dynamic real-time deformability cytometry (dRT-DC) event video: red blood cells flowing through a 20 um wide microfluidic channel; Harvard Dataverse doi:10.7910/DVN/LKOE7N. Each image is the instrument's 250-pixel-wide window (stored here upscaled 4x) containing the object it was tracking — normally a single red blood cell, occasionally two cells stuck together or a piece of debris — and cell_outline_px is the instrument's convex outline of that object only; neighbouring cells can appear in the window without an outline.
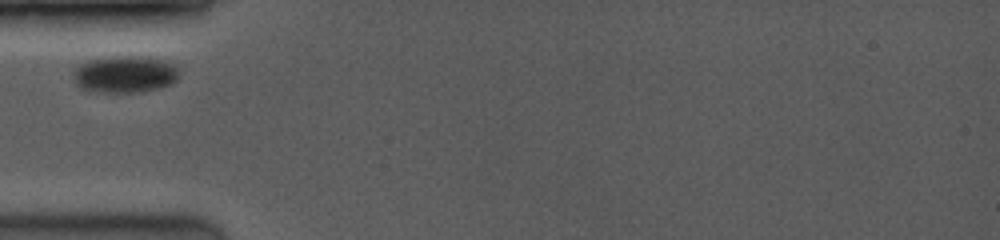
{"species": "common noctule bat (a hibernating species)", "species_latin": "Nyctalus noctula", "temperature_condition": "room temperature", "stored_images_in_passage": 3, "camera_frame_rate_fps": 3500, "um_per_image_px": 0.085, "animal": {"sex": "female", "body_mass_g": 19.0, "forearm_length_mm": 53.3}, "frame": {"image": 1, "passage_image": 1, "time_ms": 0.0, "image_size_px": [1000, 240], "cell_outline_px": [[180, 72], [176, 80], [172, 84], [140, 92], [104, 92], [80, 88], [76, 84], [72, 76], [72, 72], [80, 64], [88, 60], [116, 56], [132, 56], [160, 60], [172, 64]], "centroid_in_image_um": [10.57, 6.32], "position_along_channel_um": 74.4, "area_um2": 22.48}}
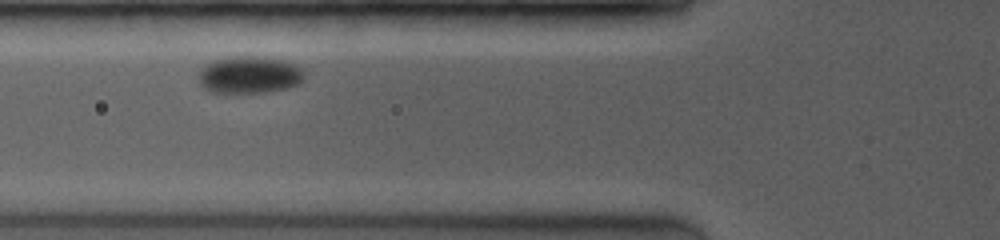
{"frame": {"image": 2, "passage_image": 2, "time_ms": 0.857, "image_size_px": [1000, 240], "cell_outline_px": [[304, 80], [288, 88], [264, 92], [212, 92], [204, 88], [200, 84], [200, 68], [204, 64], [212, 60], [236, 56], [256, 56], [284, 60], [296, 64], [304, 72]], "centroid_in_image_um": [21.2, 6.34], "position_along_channel_um": 104.6, "area_um2": 22.89}}